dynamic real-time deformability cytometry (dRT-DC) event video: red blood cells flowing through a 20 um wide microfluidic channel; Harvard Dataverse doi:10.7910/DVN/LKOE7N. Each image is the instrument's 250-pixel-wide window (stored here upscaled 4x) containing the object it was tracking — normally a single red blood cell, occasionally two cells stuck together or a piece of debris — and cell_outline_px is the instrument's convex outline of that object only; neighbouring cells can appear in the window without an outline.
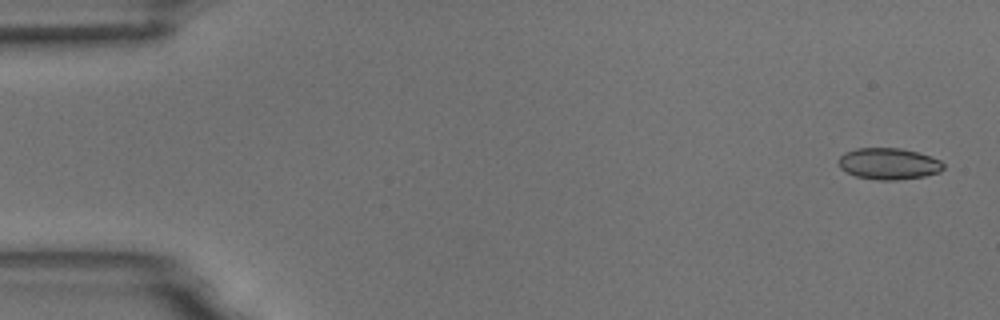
{"species": "common noctule bat (a hibernating species)", "species_latin": "Nyctalus noctula", "temperature_condition": "room temperature", "stored_images_in_passage": 54, "camera_frame_rate_fps": 3000, "um_per_image_px": 0.085, "animal": {"sex": "male", "body_mass_g": 18.8}, "frame": {"image": 1, "passage_image": 2, "time_ms": 0.333, "image_size_px": [1000, 320], "cell_outline_px": [[944, 168], [940, 172], [924, 176], [896, 180], [880, 180], [856, 176], [840, 168], [840, 156], [844, 152], [856, 148], [900, 148], [916, 152], [940, 160], [944, 164]], "centroid_in_image_um": [75.55, 13.91], "position_along_channel_um": 9.5, "area_um2": 19.02}}
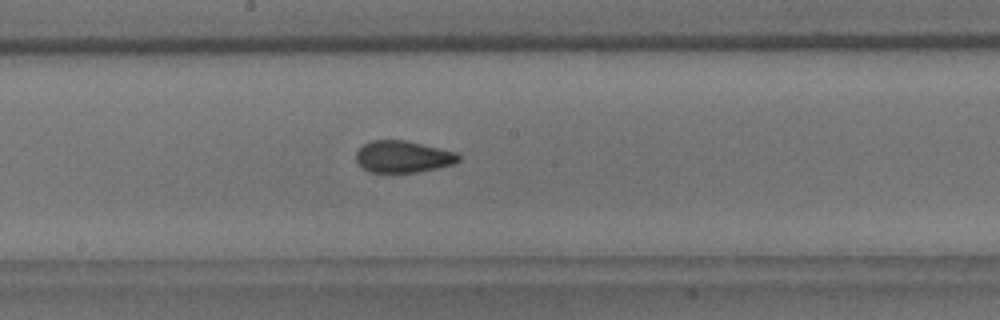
{"frame": {"image": 2, "passage_image": 29, "time_ms": 9.333, "image_size_px": [1000, 320], "cell_outline_px": [[460, 160], [452, 164], [436, 168], [416, 172], [368, 172], [356, 160], [356, 152], [364, 144], [372, 140], [404, 140], [456, 152], [460, 156]], "centroid_in_image_um": [34.24, 13.31], "position_along_channel_um": 214.0, "area_um2": 18.73}}
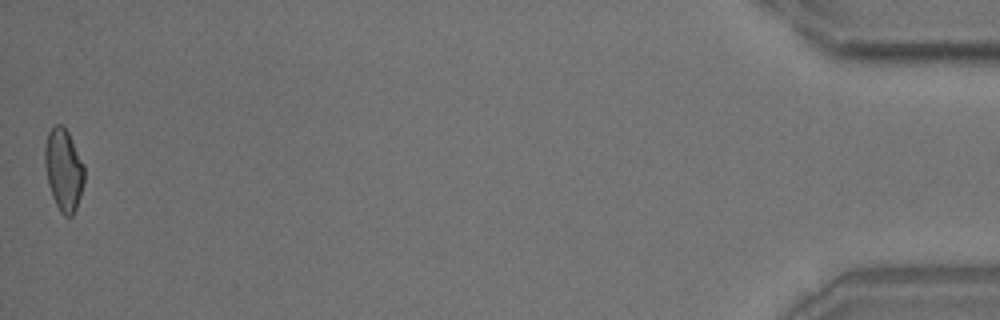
{"frame": {"image": 3, "passage_image": 54, "time_ms": 17.667, "image_size_px": [1000, 320], "cell_outline_px": [[84, 180], [80, 196], [76, 208], [72, 216], [64, 216], [60, 212], [52, 196], [48, 184], [44, 164], [44, 148], [48, 132], [56, 124], [60, 124], [68, 132], [84, 164]], "centroid_in_image_um": [5.4, 14.43], "position_along_channel_um": 429.8, "area_um2": 18.84}, "authors_computed_cell_mechanics": {"area_um2": 19.1318, "velocity_mm_per_s": 3.7272, "shape_relaxation_time_tau1_ms": 7.7111, "shape_relaxation_time_tau2_ms": 1.6361, "deformation_change_tau1": 0.145, "deformation_change_tau2": 0.078}}